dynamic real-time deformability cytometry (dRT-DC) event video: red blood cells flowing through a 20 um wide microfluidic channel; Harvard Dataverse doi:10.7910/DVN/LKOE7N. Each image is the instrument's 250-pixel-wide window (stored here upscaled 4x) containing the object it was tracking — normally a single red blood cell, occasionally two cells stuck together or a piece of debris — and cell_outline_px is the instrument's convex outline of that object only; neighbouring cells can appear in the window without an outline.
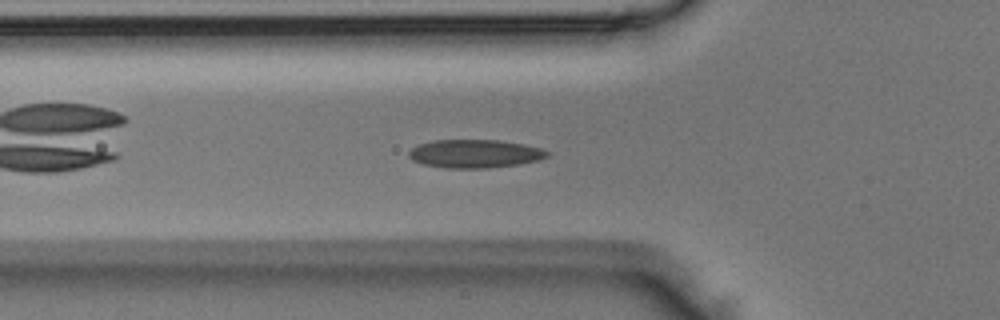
{"species": "Egyptian fruit bat (a non-hibernating species)", "species_latin": "Rousettus aegyptiacus", "temperature_condition": "room temperature", "stored_images_in_passage": 37, "camera_frame_rate_fps": 3000, "um_per_image_px": 0.085, "animal": {"sex": "male"}, "frame": {"image": 1, "passage_image": 6, "time_ms": 1.667, "image_size_px": [1000, 320], "cell_outline_px": [[548, 156], [540, 160], [516, 164], [488, 168], [444, 168], [424, 164], [412, 160], [408, 156], [408, 152], [412, 148], [420, 144], [432, 140], [500, 140], [524, 144], [540, 148], [548, 152]], "centroid_in_image_um": [40.34, 13.06], "position_along_channel_um": 85.5, "area_um2": 22.77}}
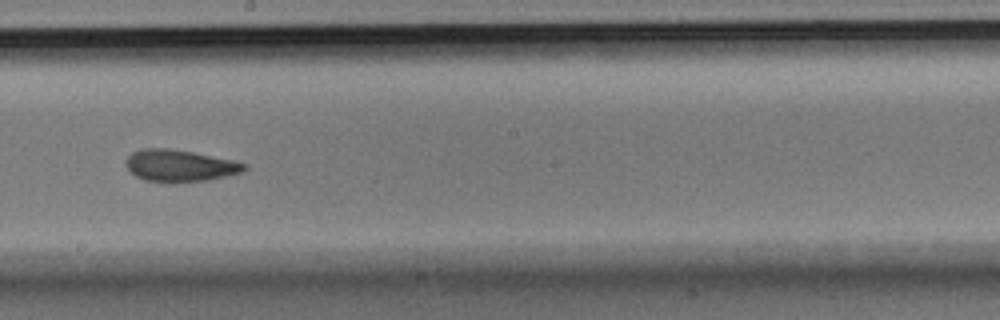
{"frame": {"image": 2, "passage_image": 17, "time_ms": 5.333, "image_size_px": [1000, 320], "cell_outline_px": [[248, 168], [240, 172], [208, 180], [172, 184], [144, 180], [136, 176], [124, 164], [128, 156], [132, 152], [140, 148], [168, 148], [192, 152], [232, 160], [248, 164]], "centroid_in_image_um": [15.24, 14.1], "position_along_channel_um": 233.0, "area_um2": 22.2}}
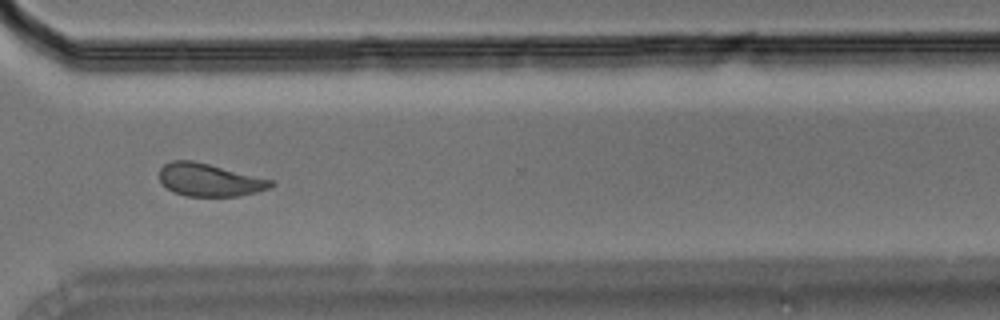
{"frame": {"image": 3, "passage_image": 26, "time_ms": 8.333, "image_size_px": [1000, 320], "cell_outline_px": [[276, 184], [268, 188], [256, 192], [236, 196], [184, 196], [172, 192], [160, 184], [160, 168], [164, 164], [172, 160], [192, 160], [272, 180]], "centroid_in_image_um": [17.74, 15.3], "position_along_channel_um": 352.9, "area_um2": 21.21}}